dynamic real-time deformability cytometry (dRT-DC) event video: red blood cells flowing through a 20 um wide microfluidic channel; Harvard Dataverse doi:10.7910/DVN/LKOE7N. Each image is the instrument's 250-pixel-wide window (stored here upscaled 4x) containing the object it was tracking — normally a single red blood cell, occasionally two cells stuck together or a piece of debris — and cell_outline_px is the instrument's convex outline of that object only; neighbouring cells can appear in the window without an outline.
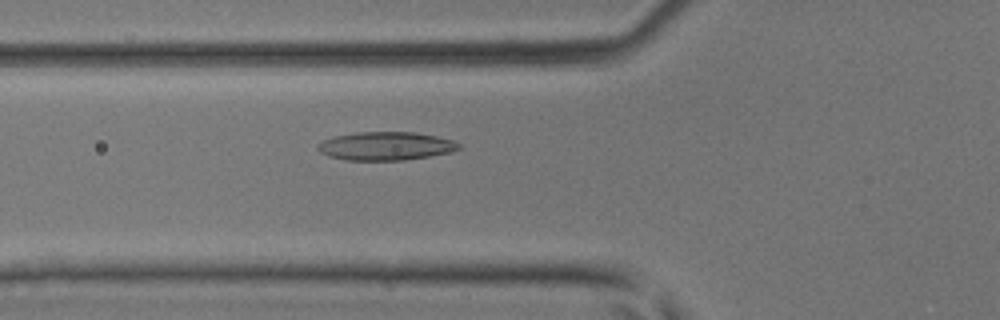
{"species": "common noctule bat (a hibernating species)", "species_latin": "Nyctalus noctula", "temperature_condition": "room temperature", "stored_images_in_passage": 29, "camera_frame_rate_fps": 3000, "um_per_image_px": 0.085, "animal": {"sex": "male", "body_mass_g": 17.9, "forearm_length_mm": 54.2}, "frame": {"image": 1, "passage_image": 4, "time_ms": 1.0, "image_size_px": [1000, 320], "cell_outline_px": [[464, 148], [452, 152], [404, 160], [348, 160], [328, 156], [320, 152], [316, 148], [316, 144], [324, 140], [336, 136], [356, 132], [416, 132], [436, 136], [452, 140], [460, 144]], "centroid_in_image_um": [32.81, 12.41], "position_along_channel_um": 93.0, "area_um2": 23.41}}
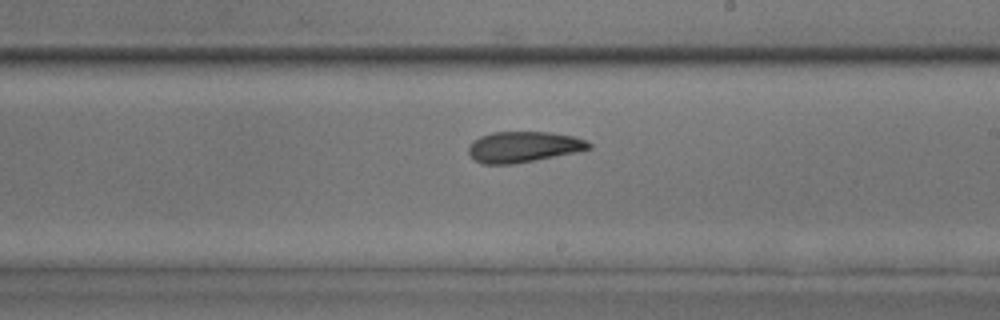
{"frame": {"image": 2, "passage_image": 14, "time_ms": 4.333, "image_size_px": [1000, 320], "cell_outline_px": [[592, 148], [576, 152], [536, 160], [512, 164], [484, 164], [476, 160], [468, 152], [468, 148], [472, 140], [480, 136], [492, 132], [548, 132], [572, 136], [588, 140], [592, 144]], "centroid_in_image_um": [44.5, 12.48], "position_along_channel_um": 244.5, "area_um2": 21.62}}
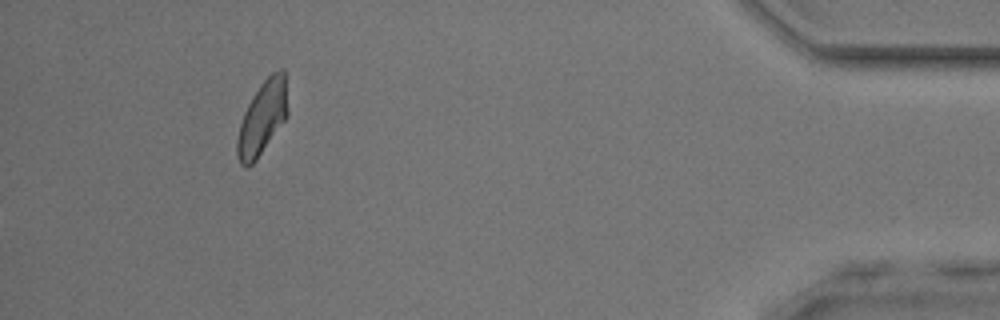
{"frame": {"image": 3, "passage_image": 29, "time_ms": 9.333, "image_size_px": [1000, 320], "cell_outline_px": [[288, 116], [256, 160], [248, 168], [244, 168], [240, 164], [236, 152], [236, 140], [240, 124], [244, 112], [248, 104], [260, 84], [272, 72], [280, 68], [284, 68], [288, 108]], "centroid_in_image_um": [22.3, 10.03], "position_along_channel_um": 412.9, "area_um2": 21.79}}